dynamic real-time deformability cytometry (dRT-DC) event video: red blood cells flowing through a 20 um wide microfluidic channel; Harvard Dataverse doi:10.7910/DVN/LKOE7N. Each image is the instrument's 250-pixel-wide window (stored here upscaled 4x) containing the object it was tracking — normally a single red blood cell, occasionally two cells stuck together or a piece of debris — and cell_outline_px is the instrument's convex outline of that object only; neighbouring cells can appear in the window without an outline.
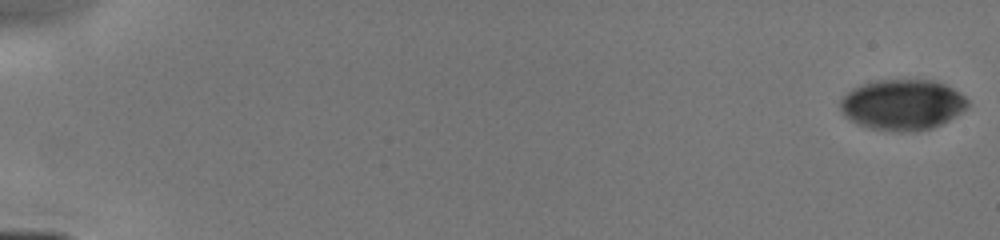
{"species": "human", "species_latin": "Homo sapiens", "temperature_condition": "cold", "stored_images_in_passage": 33, "camera_frame_rate_fps": 3000, "um_per_image_px": 0.085, "donor": {"sex": "male"}, "frame": {"image": 1, "passage_image": 1, "time_ms": 0.0, "image_size_px": [1000, 240], "cell_outline_px": [[968, 108], [948, 120], [932, 128], [916, 132], [896, 132], [868, 128], [856, 124], [844, 116], [840, 112], [840, 100], [852, 88], [876, 80], [936, 80], [960, 92], [968, 100]], "centroid_in_image_um": [76.7, 8.92], "position_along_channel_um": 8.3, "area_um2": 37.97}}
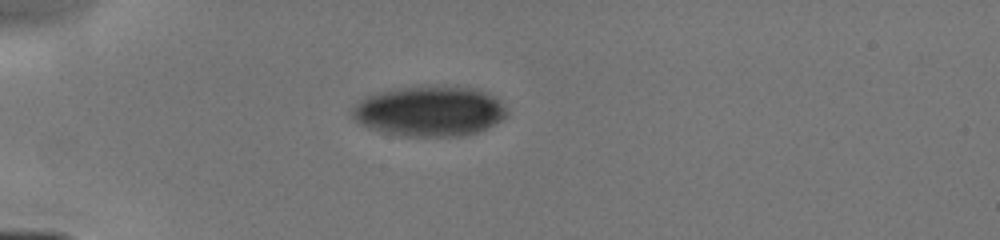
{"frame": {"image": 2, "passage_image": 23, "time_ms": 4.667, "image_size_px": [1000, 240], "cell_outline_px": [[508, 116], [476, 132], [460, 136], [404, 136], [380, 132], [368, 128], [360, 124], [352, 116], [352, 108], [364, 96], [376, 92], [392, 88], [476, 88], [488, 92], [496, 96], [508, 108]], "centroid_in_image_um": [36.5, 9.46], "position_along_channel_um": 48.5, "area_um2": 45.03}}
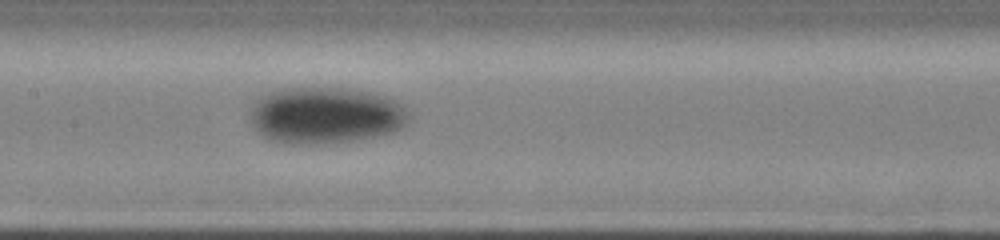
{"frame": {"image": 3, "passage_image": 33, "time_ms": 8.333, "image_size_px": [1000, 240], "cell_outline_px": [[408, 120], [396, 132], [376, 136], [352, 140], [308, 144], [288, 144], [272, 140], [264, 136], [248, 120], [248, 116], [256, 100], [260, 96], [268, 92], [280, 88], [340, 88], [368, 92], [384, 96], [396, 100], [404, 108], [408, 116]], "centroid_in_image_um": [27.62, 9.8], "position_along_channel_um": 179.8, "area_um2": 52.08}}